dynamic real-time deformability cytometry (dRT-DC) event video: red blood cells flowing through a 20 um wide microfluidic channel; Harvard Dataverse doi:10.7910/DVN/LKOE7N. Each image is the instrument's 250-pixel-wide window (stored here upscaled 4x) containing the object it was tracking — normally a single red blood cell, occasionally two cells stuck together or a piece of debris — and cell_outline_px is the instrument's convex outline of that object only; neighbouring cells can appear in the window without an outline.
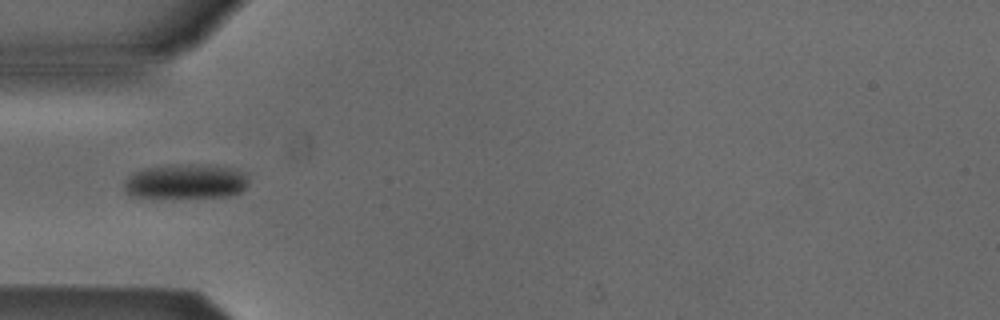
{"species": "Egyptian fruit bat (a non-hibernating species)", "species_latin": "Rousettus aegyptiacus", "temperature_condition": "cold", "stored_images_in_passage": 4, "camera_frame_rate_fps": 3000, "um_per_image_px": 0.085, "animal": {"sex": "male"}, "frame": {"image": 1, "passage_image": 4, "time_ms": 3.667, "image_size_px": [1000, 320], "cell_outline_px": [[248, 184], [240, 192], [228, 196], [160, 200], [128, 196], [124, 192], [124, 184], [128, 176], [144, 168], [216, 164], [232, 168], [244, 172], [248, 180]], "centroid_in_image_um": [15.76, 15.5], "position_along_channel_um": 69.2, "area_um2": 25.89}}